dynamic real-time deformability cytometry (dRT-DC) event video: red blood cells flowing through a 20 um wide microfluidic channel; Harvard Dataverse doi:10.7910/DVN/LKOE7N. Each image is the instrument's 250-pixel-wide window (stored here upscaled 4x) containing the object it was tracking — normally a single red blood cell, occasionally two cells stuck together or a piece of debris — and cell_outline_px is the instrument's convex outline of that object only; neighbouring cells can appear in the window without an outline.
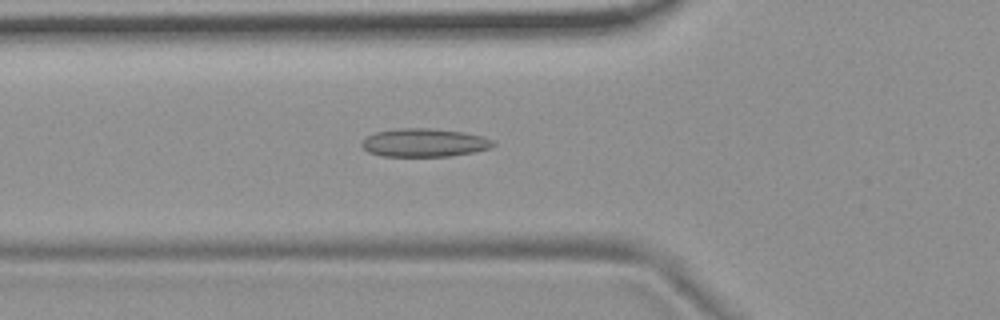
{"species": "common noctule bat (a hibernating species)", "species_latin": "Nyctalus noctula", "temperature_condition": "room temperature", "stored_images_in_passage": 53, "camera_frame_rate_fps": 3000, "um_per_image_px": 0.085, "animal": {"sex": "female", "body_mass_g": 19.9}, "frame": {"image": 1, "passage_image": 18, "time_ms": 5.667, "image_size_px": [1000, 320], "cell_outline_px": [[496, 144], [492, 148], [472, 152], [448, 156], [384, 156], [368, 152], [360, 144], [368, 136], [376, 132], [396, 128], [428, 128], [464, 132], [484, 136], [492, 140]], "centroid_in_image_um": [36.09, 12.12], "position_along_channel_um": 89.7, "area_um2": 21.62}}
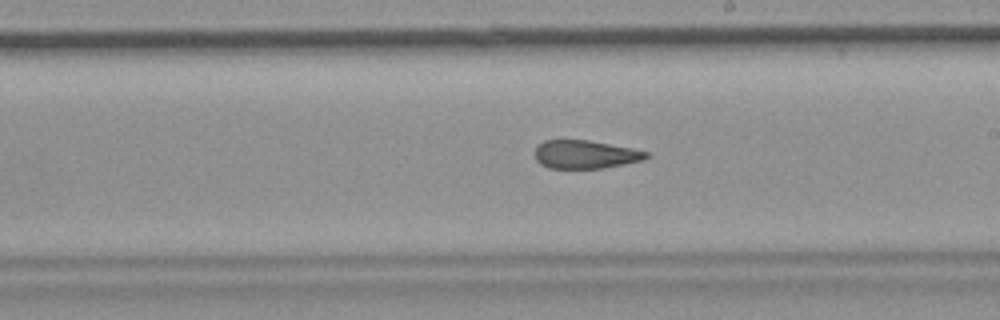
{"frame": {"image": 2, "passage_image": 30, "time_ms": 9.667, "image_size_px": [1000, 320], "cell_outline_px": [[652, 156], [644, 160], [604, 168], [548, 168], [540, 164], [536, 160], [536, 148], [544, 140], [588, 140], [632, 148], [648, 152]], "centroid_in_image_um": [49.79, 13.13], "position_along_channel_um": 239.2, "area_um2": 18.38}}
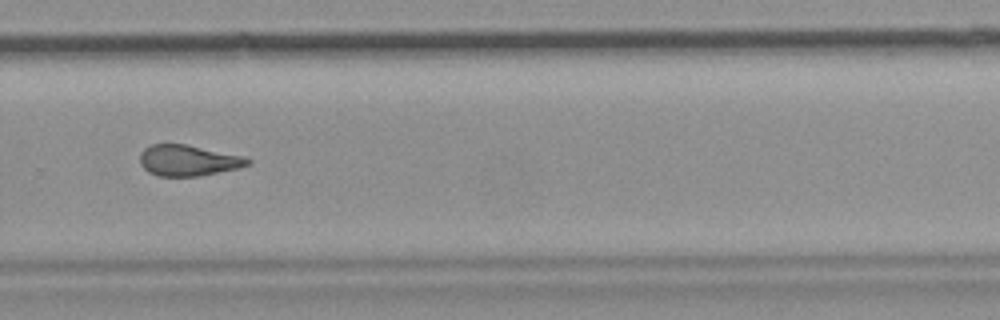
{"frame": {"image": 3, "passage_image": 36, "time_ms": 11.667, "image_size_px": [1000, 320], "cell_outline_px": [[252, 164], [236, 168], [200, 176], [156, 176], [148, 172], [140, 164], [140, 152], [144, 148], [152, 144], [184, 144], [244, 156], [252, 160]], "centroid_in_image_um": [15.98, 13.64], "position_along_channel_um": 313.8, "area_um2": 19.42}, "authors_computed_cell_mechanics": {"area_um2": 20.2878, "velocity_mm_per_s": 3.7342, "shape_relaxation_time_tau1_ms": null, "shape_relaxation_time_tau2_ms": 2.4346, "deformation_change_tau1": null, "deformation_change_tau2": 0.111}}